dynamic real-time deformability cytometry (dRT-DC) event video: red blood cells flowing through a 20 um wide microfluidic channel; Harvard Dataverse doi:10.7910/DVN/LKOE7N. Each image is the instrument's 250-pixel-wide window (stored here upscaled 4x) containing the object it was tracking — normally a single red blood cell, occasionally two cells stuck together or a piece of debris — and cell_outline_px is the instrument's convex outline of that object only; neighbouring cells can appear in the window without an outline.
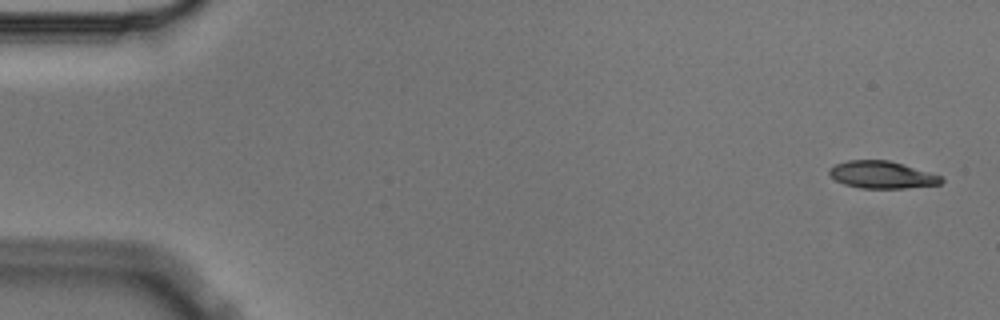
{"species": "Egyptian fruit bat (a non-hibernating species)", "species_latin": "Rousettus aegyptiacus", "temperature_condition": "cold", "stored_images_in_passage": 5, "camera_frame_rate_fps": 3000, "um_per_image_px": 0.085, "animal": {"sex": "male"}, "frame": {"image": 1, "passage_image": 1, "time_ms": 0.0, "image_size_px": [1000, 320], "cell_outline_px": [[944, 180], [940, 184], [904, 188], [860, 188], [844, 184], [836, 180], [828, 172], [828, 168], [836, 164], [848, 160], [888, 160], [940, 176]], "centroid_in_image_um": [74.91, 14.86], "position_along_channel_um": 10.1, "area_um2": 17.46}}
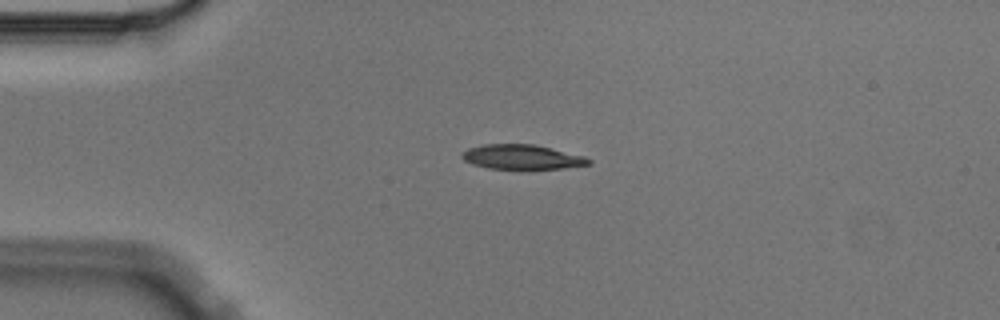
{"frame": {"image": 2, "passage_image": 4, "time_ms": 1.0, "image_size_px": [1000, 320], "cell_outline_px": [[592, 164], [564, 168], [528, 172], [488, 168], [472, 164], [464, 160], [460, 156], [468, 148], [484, 144], [536, 144], [584, 156], [592, 160]], "centroid_in_image_um": [44.4, 13.39], "position_along_channel_um": 40.6, "area_um2": 19.13}}